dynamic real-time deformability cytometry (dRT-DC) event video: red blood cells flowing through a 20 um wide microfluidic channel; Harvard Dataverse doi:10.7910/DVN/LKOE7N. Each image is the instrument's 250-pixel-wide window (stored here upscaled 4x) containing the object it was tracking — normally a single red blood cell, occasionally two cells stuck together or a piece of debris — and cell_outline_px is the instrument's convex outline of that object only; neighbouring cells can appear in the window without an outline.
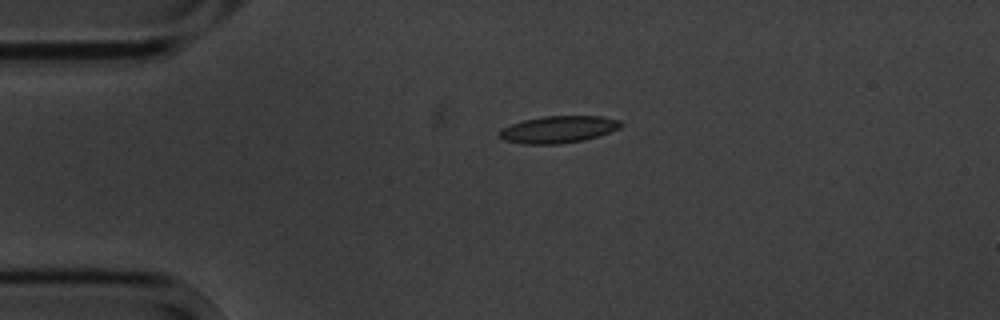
{"species": "common noctule bat (a hibernating species)", "species_latin": "Nyctalus noctula", "temperature_condition": "cold", "stored_images_in_passage": 4, "camera_frame_rate_fps": 3000, "um_per_image_px": 0.085, "animal": {"sex": "male", "body_mass_g": 20.1, "forearm_length_mm": 53.5}, "frame": {"image": 1, "passage_image": 3, "time_ms": 3.0, "image_size_px": [1000, 320], "cell_outline_px": [[624, 124], [620, 128], [600, 136], [584, 140], [560, 144], [524, 144], [504, 140], [500, 136], [500, 128], [524, 120], [544, 116], [600, 116], [620, 120]], "centroid_in_image_um": [47.5, 11.0], "position_along_channel_um": 37.5, "area_um2": 19.19}}